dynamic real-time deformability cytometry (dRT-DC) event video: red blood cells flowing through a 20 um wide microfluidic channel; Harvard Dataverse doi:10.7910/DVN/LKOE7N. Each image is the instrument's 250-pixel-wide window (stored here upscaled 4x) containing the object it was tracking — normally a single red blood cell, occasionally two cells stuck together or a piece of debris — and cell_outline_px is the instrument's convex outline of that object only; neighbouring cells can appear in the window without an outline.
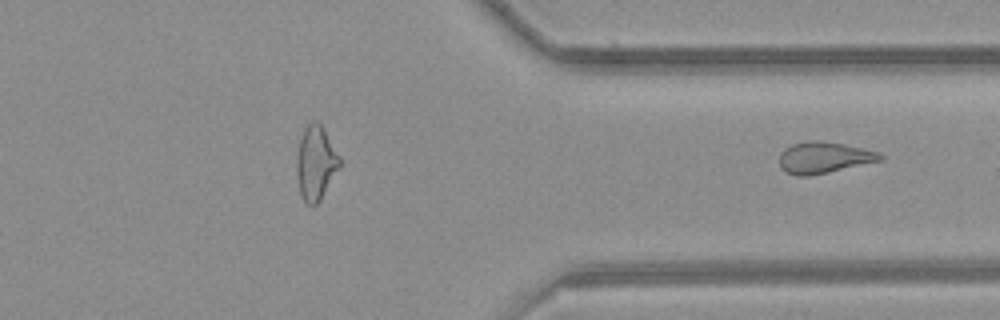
{"species": "common noctule bat (a hibernating species)", "species_latin": "Nyctalus noctula", "temperature_condition": "room temperature", "stored_images_in_passage": 39, "segment_of_instrument_passage": [2, 2], "camera_frame_rate_fps": 3000, "um_per_image_px": 0.085, "animal": {"sex": "female", "body_mass_g": 21.9}, "frame": {"image": 1, "passage_image": 39, "time_ms": 12.667, "image_size_px": [1000, 320], "cell_outline_px": [[884, 160], [828, 172], [808, 176], [796, 176], [780, 168], [780, 152], [784, 148], [792, 144], [812, 140], [820, 140], [844, 144], [876, 152], [884, 156]], "centroid_in_image_um": [70.01, 13.39], "position_along_channel_um": 341.4, "area_um2": 18.32}}